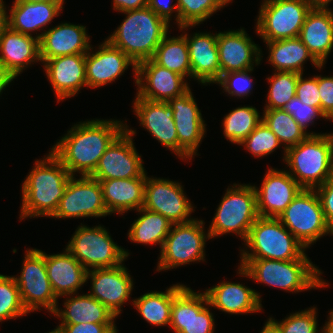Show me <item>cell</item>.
Masks as SVG:
<instances>
[{"mask_svg": "<svg viewBox=\"0 0 333 333\" xmlns=\"http://www.w3.org/2000/svg\"><path fill=\"white\" fill-rule=\"evenodd\" d=\"M125 129L116 119H91L74 124L60 137L50 151L61 161L71 176H90L112 141Z\"/></svg>", "mask_w": 333, "mask_h": 333, "instance_id": "6da1fadb", "label": "cell"}, {"mask_svg": "<svg viewBox=\"0 0 333 333\" xmlns=\"http://www.w3.org/2000/svg\"><path fill=\"white\" fill-rule=\"evenodd\" d=\"M43 159H36L31 172L21 186L19 219L51 217L63 197L72 177L61 161L49 151Z\"/></svg>", "mask_w": 333, "mask_h": 333, "instance_id": "7a4b0ae2", "label": "cell"}, {"mask_svg": "<svg viewBox=\"0 0 333 333\" xmlns=\"http://www.w3.org/2000/svg\"><path fill=\"white\" fill-rule=\"evenodd\" d=\"M238 275L289 293L327 288L322 271L315 266L306 252L296 260L241 259Z\"/></svg>", "mask_w": 333, "mask_h": 333, "instance_id": "3957f363", "label": "cell"}, {"mask_svg": "<svg viewBox=\"0 0 333 333\" xmlns=\"http://www.w3.org/2000/svg\"><path fill=\"white\" fill-rule=\"evenodd\" d=\"M122 13L126 15L125 19L107 40L136 64L151 59L170 32V24L149 7Z\"/></svg>", "mask_w": 333, "mask_h": 333, "instance_id": "277c9868", "label": "cell"}, {"mask_svg": "<svg viewBox=\"0 0 333 333\" xmlns=\"http://www.w3.org/2000/svg\"><path fill=\"white\" fill-rule=\"evenodd\" d=\"M289 174L303 189H315L333 175V133L308 135L286 149Z\"/></svg>", "mask_w": 333, "mask_h": 333, "instance_id": "5b68a950", "label": "cell"}, {"mask_svg": "<svg viewBox=\"0 0 333 333\" xmlns=\"http://www.w3.org/2000/svg\"><path fill=\"white\" fill-rule=\"evenodd\" d=\"M240 249V259H299L307 250L278 218L258 217Z\"/></svg>", "mask_w": 333, "mask_h": 333, "instance_id": "8992f818", "label": "cell"}, {"mask_svg": "<svg viewBox=\"0 0 333 333\" xmlns=\"http://www.w3.org/2000/svg\"><path fill=\"white\" fill-rule=\"evenodd\" d=\"M258 217L253 185L233 183L226 188L207 230L211 239L232 233L245 241Z\"/></svg>", "mask_w": 333, "mask_h": 333, "instance_id": "52a82bcc", "label": "cell"}, {"mask_svg": "<svg viewBox=\"0 0 333 333\" xmlns=\"http://www.w3.org/2000/svg\"><path fill=\"white\" fill-rule=\"evenodd\" d=\"M66 249L87 271L119 266L130 254L128 250L117 245L110 232L100 224L88 227L81 223L69 240Z\"/></svg>", "mask_w": 333, "mask_h": 333, "instance_id": "ba28073f", "label": "cell"}, {"mask_svg": "<svg viewBox=\"0 0 333 333\" xmlns=\"http://www.w3.org/2000/svg\"><path fill=\"white\" fill-rule=\"evenodd\" d=\"M204 220L173 224L160 251L156 271H166L186 264L205 261V245L211 239Z\"/></svg>", "mask_w": 333, "mask_h": 333, "instance_id": "9c48e42d", "label": "cell"}, {"mask_svg": "<svg viewBox=\"0 0 333 333\" xmlns=\"http://www.w3.org/2000/svg\"><path fill=\"white\" fill-rule=\"evenodd\" d=\"M313 6L309 0H263L256 17V35L263 41L299 37Z\"/></svg>", "mask_w": 333, "mask_h": 333, "instance_id": "30bf717a", "label": "cell"}, {"mask_svg": "<svg viewBox=\"0 0 333 333\" xmlns=\"http://www.w3.org/2000/svg\"><path fill=\"white\" fill-rule=\"evenodd\" d=\"M278 219L306 249L325 235L333 236L315 189H302Z\"/></svg>", "mask_w": 333, "mask_h": 333, "instance_id": "8fae6325", "label": "cell"}, {"mask_svg": "<svg viewBox=\"0 0 333 333\" xmlns=\"http://www.w3.org/2000/svg\"><path fill=\"white\" fill-rule=\"evenodd\" d=\"M20 275H14L21 299L26 310L41 311V308L53 313L58 306L47 275L45 252L36 248L26 249Z\"/></svg>", "mask_w": 333, "mask_h": 333, "instance_id": "7c38bea8", "label": "cell"}, {"mask_svg": "<svg viewBox=\"0 0 333 333\" xmlns=\"http://www.w3.org/2000/svg\"><path fill=\"white\" fill-rule=\"evenodd\" d=\"M125 120V129L107 147L90 177L95 180L147 178L142 156L134 145L137 132L129 128Z\"/></svg>", "mask_w": 333, "mask_h": 333, "instance_id": "4fadbf2b", "label": "cell"}, {"mask_svg": "<svg viewBox=\"0 0 333 333\" xmlns=\"http://www.w3.org/2000/svg\"><path fill=\"white\" fill-rule=\"evenodd\" d=\"M72 176L65 188L54 219L106 217L110 215L103 200L101 183L90 176Z\"/></svg>", "mask_w": 333, "mask_h": 333, "instance_id": "5bb4252c", "label": "cell"}, {"mask_svg": "<svg viewBox=\"0 0 333 333\" xmlns=\"http://www.w3.org/2000/svg\"><path fill=\"white\" fill-rule=\"evenodd\" d=\"M143 208L160 213L173 224L187 223L195 211L182 184L165 178L148 177L145 183Z\"/></svg>", "mask_w": 333, "mask_h": 333, "instance_id": "9a60e30c", "label": "cell"}, {"mask_svg": "<svg viewBox=\"0 0 333 333\" xmlns=\"http://www.w3.org/2000/svg\"><path fill=\"white\" fill-rule=\"evenodd\" d=\"M185 286L171 306L170 329L174 333H214L215 319L204 292Z\"/></svg>", "mask_w": 333, "mask_h": 333, "instance_id": "2e32d148", "label": "cell"}, {"mask_svg": "<svg viewBox=\"0 0 333 333\" xmlns=\"http://www.w3.org/2000/svg\"><path fill=\"white\" fill-rule=\"evenodd\" d=\"M191 89L184 95L173 98L167 103L173 110V119L178 137V157L191 161L206 134L205 120L198 108Z\"/></svg>", "mask_w": 333, "mask_h": 333, "instance_id": "e0dca14e", "label": "cell"}, {"mask_svg": "<svg viewBox=\"0 0 333 333\" xmlns=\"http://www.w3.org/2000/svg\"><path fill=\"white\" fill-rule=\"evenodd\" d=\"M137 95L151 101L168 102L190 90L186 78L152 59L141 61L136 66Z\"/></svg>", "mask_w": 333, "mask_h": 333, "instance_id": "ac0fdd59", "label": "cell"}, {"mask_svg": "<svg viewBox=\"0 0 333 333\" xmlns=\"http://www.w3.org/2000/svg\"><path fill=\"white\" fill-rule=\"evenodd\" d=\"M90 279L88 293L105 305L116 318L121 308L130 301L134 281L124 263L112 268H95L87 271L86 281Z\"/></svg>", "mask_w": 333, "mask_h": 333, "instance_id": "d6986e66", "label": "cell"}, {"mask_svg": "<svg viewBox=\"0 0 333 333\" xmlns=\"http://www.w3.org/2000/svg\"><path fill=\"white\" fill-rule=\"evenodd\" d=\"M93 49L91 45L85 54L87 88H99L115 82L129 66L133 69L136 84L137 64L122 50L113 46L106 38L100 43L98 50L95 47L94 52Z\"/></svg>", "mask_w": 333, "mask_h": 333, "instance_id": "ffe728a7", "label": "cell"}, {"mask_svg": "<svg viewBox=\"0 0 333 333\" xmlns=\"http://www.w3.org/2000/svg\"><path fill=\"white\" fill-rule=\"evenodd\" d=\"M261 186L253 184L259 217L278 218L303 189L287 170L269 167Z\"/></svg>", "mask_w": 333, "mask_h": 333, "instance_id": "44dd1931", "label": "cell"}, {"mask_svg": "<svg viewBox=\"0 0 333 333\" xmlns=\"http://www.w3.org/2000/svg\"><path fill=\"white\" fill-rule=\"evenodd\" d=\"M220 77L229 72L245 71L258 66L262 50L244 28L217 33Z\"/></svg>", "mask_w": 333, "mask_h": 333, "instance_id": "7402d4cb", "label": "cell"}, {"mask_svg": "<svg viewBox=\"0 0 333 333\" xmlns=\"http://www.w3.org/2000/svg\"><path fill=\"white\" fill-rule=\"evenodd\" d=\"M192 27L195 26L178 27L188 43L191 79L205 86L215 84L220 79L217 33L195 32L189 35L186 31Z\"/></svg>", "mask_w": 333, "mask_h": 333, "instance_id": "603a6c76", "label": "cell"}, {"mask_svg": "<svg viewBox=\"0 0 333 333\" xmlns=\"http://www.w3.org/2000/svg\"><path fill=\"white\" fill-rule=\"evenodd\" d=\"M57 103L72 98L87 87L85 54H72L41 60Z\"/></svg>", "mask_w": 333, "mask_h": 333, "instance_id": "cb8c5ba5", "label": "cell"}, {"mask_svg": "<svg viewBox=\"0 0 333 333\" xmlns=\"http://www.w3.org/2000/svg\"><path fill=\"white\" fill-rule=\"evenodd\" d=\"M133 112L140 126L147 130L164 147L178 156V137L173 110L167 102L151 101L140 98L133 100Z\"/></svg>", "mask_w": 333, "mask_h": 333, "instance_id": "d4e9b609", "label": "cell"}, {"mask_svg": "<svg viewBox=\"0 0 333 333\" xmlns=\"http://www.w3.org/2000/svg\"><path fill=\"white\" fill-rule=\"evenodd\" d=\"M86 26L60 23L48 28L39 39L40 59L49 60L72 54H86L91 47Z\"/></svg>", "mask_w": 333, "mask_h": 333, "instance_id": "484cf974", "label": "cell"}, {"mask_svg": "<svg viewBox=\"0 0 333 333\" xmlns=\"http://www.w3.org/2000/svg\"><path fill=\"white\" fill-rule=\"evenodd\" d=\"M210 308L228 314H255L262 311L261 294L242 283L221 281L204 291Z\"/></svg>", "mask_w": 333, "mask_h": 333, "instance_id": "4316f807", "label": "cell"}, {"mask_svg": "<svg viewBox=\"0 0 333 333\" xmlns=\"http://www.w3.org/2000/svg\"><path fill=\"white\" fill-rule=\"evenodd\" d=\"M299 39L313 57L325 65L333 51V11L329 6H313L307 13Z\"/></svg>", "mask_w": 333, "mask_h": 333, "instance_id": "83f0119b", "label": "cell"}, {"mask_svg": "<svg viewBox=\"0 0 333 333\" xmlns=\"http://www.w3.org/2000/svg\"><path fill=\"white\" fill-rule=\"evenodd\" d=\"M64 2H35L13 1L8 9V27L16 32L33 35L40 39L53 19L62 13ZM46 26V27H45ZM46 28V30H44ZM35 31V32H34Z\"/></svg>", "mask_w": 333, "mask_h": 333, "instance_id": "f1b7e54d", "label": "cell"}, {"mask_svg": "<svg viewBox=\"0 0 333 333\" xmlns=\"http://www.w3.org/2000/svg\"><path fill=\"white\" fill-rule=\"evenodd\" d=\"M0 62L15 78L35 62H41L39 39L9 27L0 35Z\"/></svg>", "mask_w": 333, "mask_h": 333, "instance_id": "f546056e", "label": "cell"}, {"mask_svg": "<svg viewBox=\"0 0 333 333\" xmlns=\"http://www.w3.org/2000/svg\"><path fill=\"white\" fill-rule=\"evenodd\" d=\"M45 265L52 289L58 298L78 293L87 282V270L66 248L62 253H45Z\"/></svg>", "mask_w": 333, "mask_h": 333, "instance_id": "4dcf8cb0", "label": "cell"}, {"mask_svg": "<svg viewBox=\"0 0 333 333\" xmlns=\"http://www.w3.org/2000/svg\"><path fill=\"white\" fill-rule=\"evenodd\" d=\"M108 213L124 215L144 205L146 178L98 180Z\"/></svg>", "mask_w": 333, "mask_h": 333, "instance_id": "1f68e13d", "label": "cell"}, {"mask_svg": "<svg viewBox=\"0 0 333 333\" xmlns=\"http://www.w3.org/2000/svg\"><path fill=\"white\" fill-rule=\"evenodd\" d=\"M62 297H66L63 303L64 309L57 307L52 313L55 318H60V324L115 323L116 316L88 293L82 295L76 293Z\"/></svg>", "mask_w": 333, "mask_h": 333, "instance_id": "d6a6232c", "label": "cell"}, {"mask_svg": "<svg viewBox=\"0 0 333 333\" xmlns=\"http://www.w3.org/2000/svg\"><path fill=\"white\" fill-rule=\"evenodd\" d=\"M263 42L269 54L267 60L274 71L303 74V65L308 60L317 70L324 67L313 57L299 37Z\"/></svg>", "mask_w": 333, "mask_h": 333, "instance_id": "836d02e7", "label": "cell"}, {"mask_svg": "<svg viewBox=\"0 0 333 333\" xmlns=\"http://www.w3.org/2000/svg\"><path fill=\"white\" fill-rule=\"evenodd\" d=\"M184 284H173L165 292L150 291L133 299L132 305L143 320L153 326H170L173 298L185 287Z\"/></svg>", "mask_w": 333, "mask_h": 333, "instance_id": "e575fe53", "label": "cell"}, {"mask_svg": "<svg viewBox=\"0 0 333 333\" xmlns=\"http://www.w3.org/2000/svg\"><path fill=\"white\" fill-rule=\"evenodd\" d=\"M136 212L140 216L130 224L127 233L128 239L136 244H158L161 251L173 223L160 213L152 212L143 207L136 210Z\"/></svg>", "mask_w": 333, "mask_h": 333, "instance_id": "d590c367", "label": "cell"}, {"mask_svg": "<svg viewBox=\"0 0 333 333\" xmlns=\"http://www.w3.org/2000/svg\"><path fill=\"white\" fill-rule=\"evenodd\" d=\"M151 59L156 64L182 75L188 80L191 78L189 48L183 34L171 37L168 33Z\"/></svg>", "mask_w": 333, "mask_h": 333, "instance_id": "8d00e7d4", "label": "cell"}, {"mask_svg": "<svg viewBox=\"0 0 333 333\" xmlns=\"http://www.w3.org/2000/svg\"><path fill=\"white\" fill-rule=\"evenodd\" d=\"M263 123L271 129L282 144L284 156L286 149L302 142L308 134L302 130L296 120L283 109L263 110Z\"/></svg>", "mask_w": 333, "mask_h": 333, "instance_id": "74e56055", "label": "cell"}, {"mask_svg": "<svg viewBox=\"0 0 333 333\" xmlns=\"http://www.w3.org/2000/svg\"><path fill=\"white\" fill-rule=\"evenodd\" d=\"M262 122V116L253 106H242L231 110L222 121L223 134L232 144H240Z\"/></svg>", "mask_w": 333, "mask_h": 333, "instance_id": "f35d334b", "label": "cell"}, {"mask_svg": "<svg viewBox=\"0 0 333 333\" xmlns=\"http://www.w3.org/2000/svg\"><path fill=\"white\" fill-rule=\"evenodd\" d=\"M233 0H176L179 27L198 26Z\"/></svg>", "mask_w": 333, "mask_h": 333, "instance_id": "ab89813d", "label": "cell"}, {"mask_svg": "<svg viewBox=\"0 0 333 333\" xmlns=\"http://www.w3.org/2000/svg\"><path fill=\"white\" fill-rule=\"evenodd\" d=\"M299 75L296 72L274 71L271 76L267 77V83L270 86L266 96L267 104L263 109H283L296 96V85Z\"/></svg>", "mask_w": 333, "mask_h": 333, "instance_id": "60d3db41", "label": "cell"}, {"mask_svg": "<svg viewBox=\"0 0 333 333\" xmlns=\"http://www.w3.org/2000/svg\"><path fill=\"white\" fill-rule=\"evenodd\" d=\"M28 313L14 276L0 274V322L17 319Z\"/></svg>", "mask_w": 333, "mask_h": 333, "instance_id": "b9f144b4", "label": "cell"}, {"mask_svg": "<svg viewBox=\"0 0 333 333\" xmlns=\"http://www.w3.org/2000/svg\"><path fill=\"white\" fill-rule=\"evenodd\" d=\"M240 145L256 158L270 155L277 150V148L283 147L278 137L263 121Z\"/></svg>", "mask_w": 333, "mask_h": 333, "instance_id": "7bdbcfd3", "label": "cell"}, {"mask_svg": "<svg viewBox=\"0 0 333 333\" xmlns=\"http://www.w3.org/2000/svg\"><path fill=\"white\" fill-rule=\"evenodd\" d=\"M317 314V308L314 306L293 312L282 321H277L272 316L270 318L279 326L281 333H321Z\"/></svg>", "mask_w": 333, "mask_h": 333, "instance_id": "ee69618b", "label": "cell"}, {"mask_svg": "<svg viewBox=\"0 0 333 333\" xmlns=\"http://www.w3.org/2000/svg\"><path fill=\"white\" fill-rule=\"evenodd\" d=\"M253 69H248L245 71L229 72L222 74L220 79L215 83L223 88V93L226 92L230 97L234 96L237 99L248 97L254 86V80L252 79L251 73Z\"/></svg>", "mask_w": 333, "mask_h": 333, "instance_id": "f6af8a7d", "label": "cell"}, {"mask_svg": "<svg viewBox=\"0 0 333 333\" xmlns=\"http://www.w3.org/2000/svg\"><path fill=\"white\" fill-rule=\"evenodd\" d=\"M289 115H291L298 125L304 130L308 135H320L321 133L308 132L307 128L310 125H314L315 119H325L329 120L320 108L314 106H308L302 103L296 96L293 97L283 108Z\"/></svg>", "mask_w": 333, "mask_h": 333, "instance_id": "bcb514c9", "label": "cell"}, {"mask_svg": "<svg viewBox=\"0 0 333 333\" xmlns=\"http://www.w3.org/2000/svg\"><path fill=\"white\" fill-rule=\"evenodd\" d=\"M296 97L308 106H314L321 109V99L318 90V75L311 78L303 77V74L298 76L296 85Z\"/></svg>", "mask_w": 333, "mask_h": 333, "instance_id": "7dc6e473", "label": "cell"}, {"mask_svg": "<svg viewBox=\"0 0 333 333\" xmlns=\"http://www.w3.org/2000/svg\"><path fill=\"white\" fill-rule=\"evenodd\" d=\"M61 333H118L115 323L59 324Z\"/></svg>", "mask_w": 333, "mask_h": 333, "instance_id": "c3c4849f", "label": "cell"}, {"mask_svg": "<svg viewBox=\"0 0 333 333\" xmlns=\"http://www.w3.org/2000/svg\"><path fill=\"white\" fill-rule=\"evenodd\" d=\"M318 90L321 99V111L333 121V76L318 75Z\"/></svg>", "mask_w": 333, "mask_h": 333, "instance_id": "681fc988", "label": "cell"}, {"mask_svg": "<svg viewBox=\"0 0 333 333\" xmlns=\"http://www.w3.org/2000/svg\"><path fill=\"white\" fill-rule=\"evenodd\" d=\"M327 224L333 230V175L321 186L315 188Z\"/></svg>", "mask_w": 333, "mask_h": 333, "instance_id": "f907efd6", "label": "cell"}, {"mask_svg": "<svg viewBox=\"0 0 333 333\" xmlns=\"http://www.w3.org/2000/svg\"><path fill=\"white\" fill-rule=\"evenodd\" d=\"M174 0H148V7L153 10L158 16L165 19L169 24L174 16L179 27V13L177 3ZM175 13V15H173Z\"/></svg>", "mask_w": 333, "mask_h": 333, "instance_id": "816d5d0a", "label": "cell"}, {"mask_svg": "<svg viewBox=\"0 0 333 333\" xmlns=\"http://www.w3.org/2000/svg\"><path fill=\"white\" fill-rule=\"evenodd\" d=\"M113 10L119 13L148 7V0H113Z\"/></svg>", "mask_w": 333, "mask_h": 333, "instance_id": "f5cc1de1", "label": "cell"}, {"mask_svg": "<svg viewBox=\"0 0 333 333\" xmlns=\"http://www.w3.org/2000/svg\"><path fill=\"white\" fill-rule=\"evenodd\" d=\"M14 77L4 68L0 62V96L2 95L4 89L9 86V84L14 81Z\"/></svg>", "mask_w": 333, "mask_h": 333, "instance_id": "db71d44e", "label": "cell"}, {"mask_svg": "<svg viewBox=\"0 0 333 333\" xmlns=\"http://www.w3.org/2000/svg\"><path fill=\"white\" fill-rule=\"evenodd\" d=\"M3 0H0V35L8 28V11Z\"/></svg>", "mask_w": 333, "mask_h": 333, "instance_id": "11a10c76", "label": "cell"}, {"mask_svg": "<svg viewBox=\"0 0 333 333\" xmlns=\"http://www.w3.org/2000/svg\"><path fill=\"white\" fill-rule=\"evenodd\" d=\"M260 333H281L279 326L269 317Z\"/></svg>", "mask_w": 333, "mask_h": 333, "instance_id": "9f6ffc18", "label": "cell"}, {"mask_svg": "<svg viewBox=\"0 0 333 333\" xmlns=\"http://www.w3.org/2000/svg\"><path fill=\"white\" fill-rule=\"evenodd\" d=\"M328 314H329V317L327 318L328 321L325 322L324 329L328 333H333V310L331 309V311Z\"/></svg>", "mask_w": 333, "mask_h": 333, "instance_id": "6f0895ef", "label": "cell"}, {"mask_svg": "<svg viewBox=\"0 0 333 333\" xmlns=\"http://www.w3.org/2000/svg\"><path fill=\"white\" fill-rule=\"evenodd\" d=\"M314 6H329L333 0H309Z\"/></svg>", "mask_w": 333, "mask_h": 333, "instance_id": "680465c9", "label": "cell"}, {"mask_svg": "<svg viewBox=\"0 0 333 333\" xmlns=\"http://www.w3.org/2000/svg\"><path fill=\"white\" fill-rule=\"evenodd\" d=\"M17 1H26L29 3H35V2H65V0H17Z\"/></svg>", "mask_w": 333, "mask_h": 333, "instance_id": "91938a15", "label": "cell"}, {"mask_svg": "<svg viewBox=\"0 0 333 333\" xmlns=\"http://www.w3.org/2000/svg\"><path fill=\"white\" fill-rule=\"evenodd\" d=\"M48 333H61V331L58 327H56L54 330H51Z\"/></svg>", "mask_w": 333, "mask_h": 333, "instance_id": "94428289", "label": "cell"}, {"mask_svg": "<svg viewBox=\"0 0 333 333\" xmlns=\"http://www.w3.org/2000/svg\"><path fill=\"white\" fill-rule=\"evenodd\" d=\"M321 333H328L325 329H324V325L322 326V328H321Z\"/></svg>", "mask_w": 333, "mask_h": 333, "instance_id": "6125c7cd", "label": "cell"}]
</instances>
